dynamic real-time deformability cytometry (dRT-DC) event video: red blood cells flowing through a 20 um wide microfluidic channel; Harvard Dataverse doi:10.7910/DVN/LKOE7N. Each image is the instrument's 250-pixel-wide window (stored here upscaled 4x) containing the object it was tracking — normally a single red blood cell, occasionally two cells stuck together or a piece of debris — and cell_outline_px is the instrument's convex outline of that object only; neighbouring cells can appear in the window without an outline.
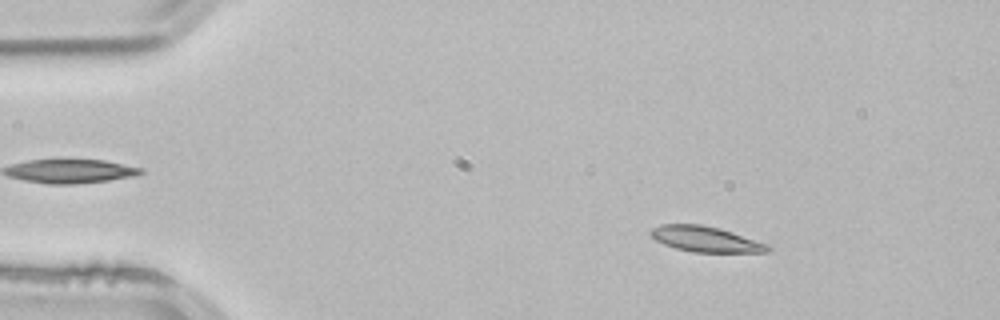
{"species": "common noctule bat (a hibernating species)", "species_latin": "Nyctalus noctula", "temperature_condition": "room temperature", "stored_images_in_passage": 2, "camera_frame_rate_fps": 3000, "um_per_image_px": 0.085, "animal": {"sex": "male", "body_mass_g": 21.5, "forearm_length_mm": 52.0}, "frame": {"image": 1, "passage_image": 1, "time_ms": 0.0, "image_size_px": [1000, 320], "cell_outline_px": [[772, 248], [768, 252], [692, 252], [676, 248], [664, 244], [656, 240], [648, 232], [652, 228], [660, 224], [700, 224], [720, 228], [768, 244]], "centroid_in_image_um": [59.97, 20.32], "position_along_channel_um": 25.0, "area_um2": 17.4}}